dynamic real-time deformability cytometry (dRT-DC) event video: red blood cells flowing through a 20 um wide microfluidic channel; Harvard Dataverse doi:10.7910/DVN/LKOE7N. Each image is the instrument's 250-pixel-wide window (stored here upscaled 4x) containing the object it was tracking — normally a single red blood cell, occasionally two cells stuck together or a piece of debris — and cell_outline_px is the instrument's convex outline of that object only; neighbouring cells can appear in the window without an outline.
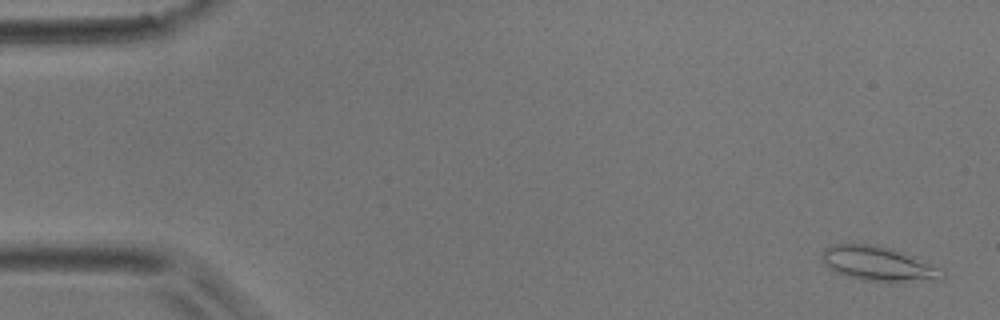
{"species": "common noctule bat (a hibernating species)", "species_latin": "Nyctalus noctula", "temperature_condition": "room temperature", "stored_images_in_passage": 4, "camera_frame_rate_fps": 3000, "um_per_image_px": 0.085, "animal": {"sex": "male", "body_mass_g": 17.9}, "frame": {"image": 1, "passage_image": 1, "time_ms": 0.0, "image_size_px": [1000, 320], "cell_outline_px": [[948, 276], [940, 280], [892, 284], [860, 280], [836, 272], [820, 256], [824, 248], [832, 244], [876, 244], [892, 248], [904, 252], [944, 268]], "centroid_in_image_um": [74.82, 22.46], "position_along_channel_um": 10.2, "area_um2": 25.26}}